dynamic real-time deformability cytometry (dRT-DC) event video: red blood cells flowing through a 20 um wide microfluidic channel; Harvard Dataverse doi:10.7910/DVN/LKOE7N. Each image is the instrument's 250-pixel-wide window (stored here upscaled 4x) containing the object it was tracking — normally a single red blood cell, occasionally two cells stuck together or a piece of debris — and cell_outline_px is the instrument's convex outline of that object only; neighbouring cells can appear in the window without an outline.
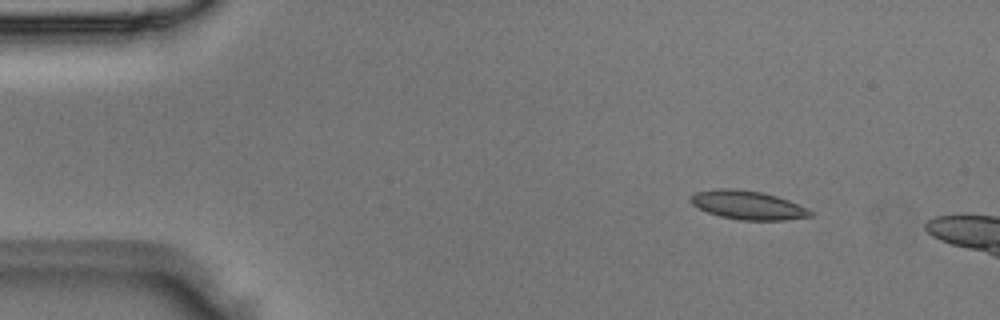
{"species": "Egyptian fruit bat (a non-hibernating species)", "species_latin": "Rousettus aegyptiacus", "temperature_condition": "room temperature", "stored_images_in_passage": 3, "camera_frame_rate_fps": 3000, "um_per_image_px": 0.085, "animal": {"sex": "male"}, "frame": {"image": 1, "passage_image": 1, "time_ms": 0.0, "image_size_px": [1000, 320], "cell_outline_px": [[812, 216], [784, 220], [740, 220], [720, 216], [708, 212], [692, 204], [688, 200], [696, 192], [716, 188], [732, 188], [760, 192], [776, 196], [788, 200], [812, 212]], "centroid_in_image_um": [63.51, 17.43], "position_along_channel_um": 21.5, "area_um2": 19.71}}